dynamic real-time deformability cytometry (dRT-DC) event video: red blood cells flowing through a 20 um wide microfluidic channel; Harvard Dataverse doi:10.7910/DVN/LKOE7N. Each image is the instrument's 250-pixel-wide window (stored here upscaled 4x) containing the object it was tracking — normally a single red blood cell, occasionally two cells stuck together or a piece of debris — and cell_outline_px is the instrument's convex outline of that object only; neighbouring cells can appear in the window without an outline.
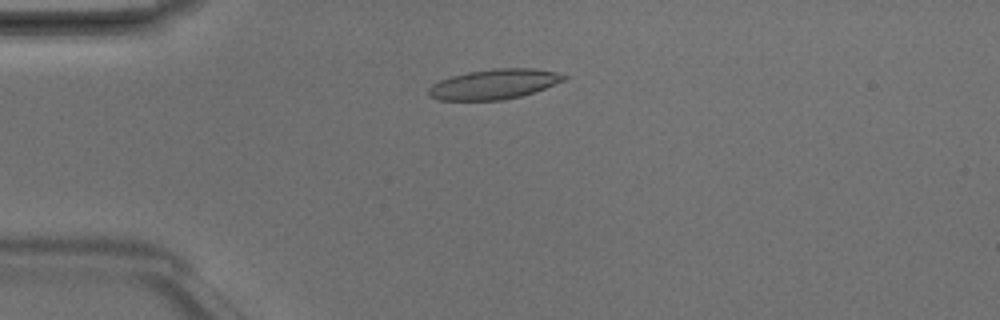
{"species": "Egyptian fruit bat (a non-hibernating species)", "species_latin": "Rousettus aegyptiacus", "temperature_condition": "room temperature", "stored_images_in_passage": 7, "camera_frame_rate_fps": 3000, "um_per_image_px": 0.085, "animal": {"sex": "male"}, "frame": {"image": 1, "passage_image": 4, "time_ms": 1.0, "image_size_px": [1000, 320], "cell_outline_px": [[568, 76], [564, 80], [544, 88], [520, 96], [504, 100], [440, 100], [428, 96], [428, 88], [432, 84], [440, 80], [452, 76], [468, 72], [496, 68], [532, 68], [556, 72]], "centroid_in_image_um": [41.96, 7.15], "position_along_channel_um": 43.0, "area_um2": 23.47}}